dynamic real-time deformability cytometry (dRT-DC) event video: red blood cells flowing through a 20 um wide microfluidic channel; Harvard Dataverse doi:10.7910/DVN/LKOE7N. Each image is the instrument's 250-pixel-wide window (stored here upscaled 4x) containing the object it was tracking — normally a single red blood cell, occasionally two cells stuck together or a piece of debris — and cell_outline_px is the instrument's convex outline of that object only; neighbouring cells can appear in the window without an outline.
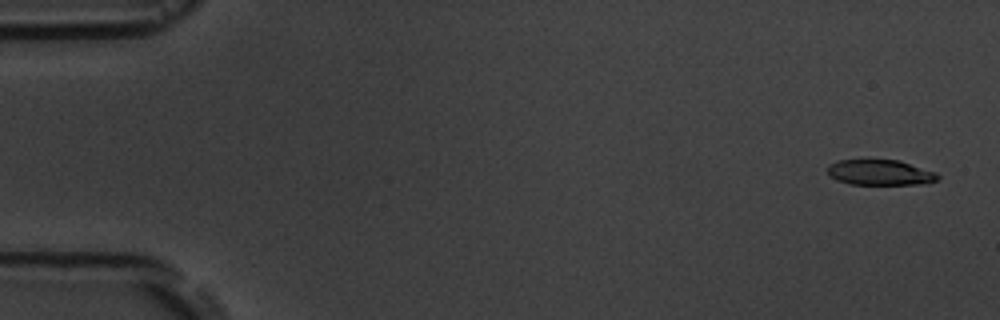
{"species": "common noctule bat (a hibernating species)", "species_latin": "Nyctalus noctula", "temperature_condition": "room temperature", "stored_images_in_passage": 6, "camera_frame_rate_fps": 3000, "um_per_image_px": 0.085, "animal": {"sex": "male", "body_mass_g": 19.5, "forearm_length_mm": 54.6}, "frame": {"image": 1, "passage_image": 1, "time_ms": 0.0, "image_size_px": [1000, 320], "cell_outline_px": [[940, 176], [936, 180], [920, 184], [848, 184], [836, 180], [828, 172], [828, 164], [836, 160], [900, 160], [936, 172]], "centroid_in_image_um": [74.79, 14.65], "position_along_channel_um": 10.2, "area_um2": 16.3}}